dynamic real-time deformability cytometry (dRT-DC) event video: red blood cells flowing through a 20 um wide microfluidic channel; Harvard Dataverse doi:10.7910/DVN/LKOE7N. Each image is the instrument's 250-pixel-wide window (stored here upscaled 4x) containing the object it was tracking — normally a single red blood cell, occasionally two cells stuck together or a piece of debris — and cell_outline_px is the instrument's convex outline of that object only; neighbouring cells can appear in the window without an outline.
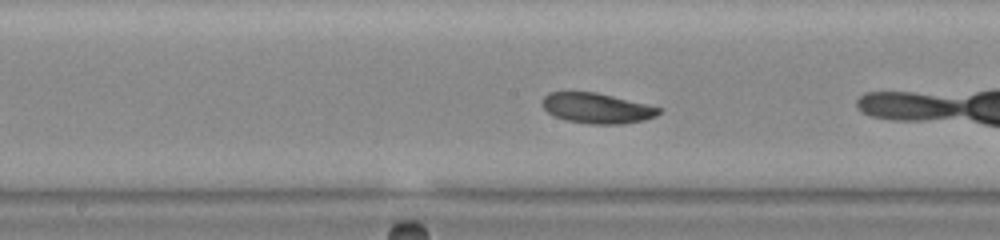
{"species": "common noctule bat (a hibernating species)", "species_latin": "Nyctalus noctula", "temperature_condition": "warm", "stored_images_in_passage": 11, "camera_frame_rate_fps": 3000, "um_per_image_px": 0.085, "animal": {"sex": "female", "body_mass_g": 23.0, "forearm_length_mm": 53.4}, "frame": {"image": 1, "passage_image": 10, "time_ms": 3.0, "image_size_px": [1000, 240], "cell_outline_px": [[660, 112], [656, 116], [644, 120], [620, 124], [588, 124], [568, 120], [556, 116], [548, 112], [544, 108], [544, 96], [548, 92], [596, 92], [660, 108]], "centroid_in_image_um": [50.73, 9.2], "position_along_channel_um": 197.5, "area_um2": 20.11}}